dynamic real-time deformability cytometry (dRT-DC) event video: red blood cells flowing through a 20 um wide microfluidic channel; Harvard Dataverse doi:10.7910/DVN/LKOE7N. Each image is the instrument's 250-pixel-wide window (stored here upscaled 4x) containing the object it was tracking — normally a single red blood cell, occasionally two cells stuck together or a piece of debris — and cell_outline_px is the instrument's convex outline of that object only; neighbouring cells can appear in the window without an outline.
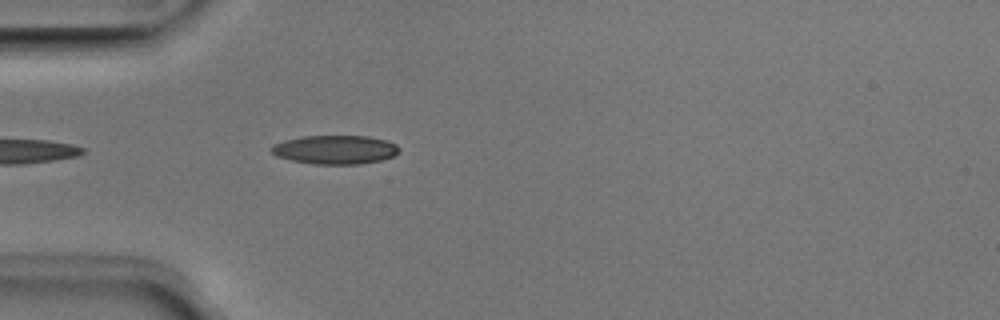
{"species": "Egyptian fruit bat (a non-hibernating species)", "species_latin": "Rousettus aegyptiacus", "temperature_condition": "room temperature", "stored_images_in_passage": 22, "camera_frame_rate_fps": 3000, "um_per_image_px": 0.085, "animal": {"sex": "male"}, "frame": {"image": 1, "passage_image": 3, "time_ms": 0.667, "image_size_px": [1000, 320], "cell_outline_px": [[400, 152], [392, 156], [380, 160], [360, 164], [316, 164], [292, 160], [276, 156], [268, 148], [272, 144], [284, 140], [300, 136], [368, 136], [388, 140], [396, 144], [400, 148]], "centroid_in_image_um": [28.47, 12.71], "position_along_channel_um": 56.5, "area_um2": 21.62}}
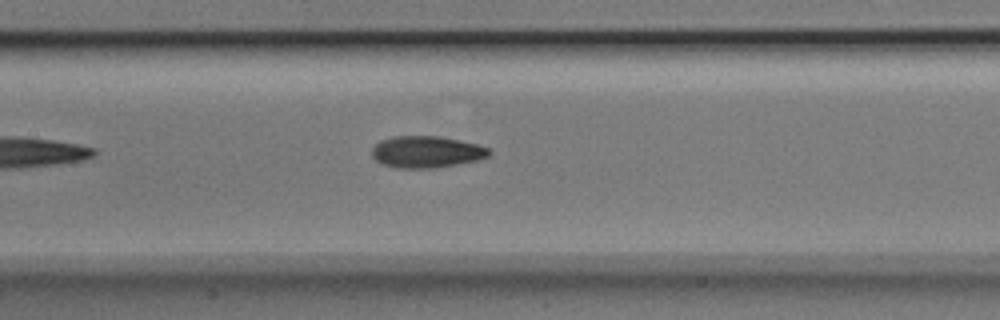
{"frame": {"image": 2, "passage_image": 12, "time_ms": 3.667, "image_size_px": [1000, 320], "cell_outline_px": [[492, 152], [488, 156], [476, 160], [456, 164], [432, 168], [400, 168], [380, 164], [372, 156], [372, 148], [380, 140], [392, 136], [436, 136], [476, 144], [488, 148]], "centroid_in_image_um": [36.2, 12.91], "position_along_channel_um": 171.2, "area_um2": 21.44}}
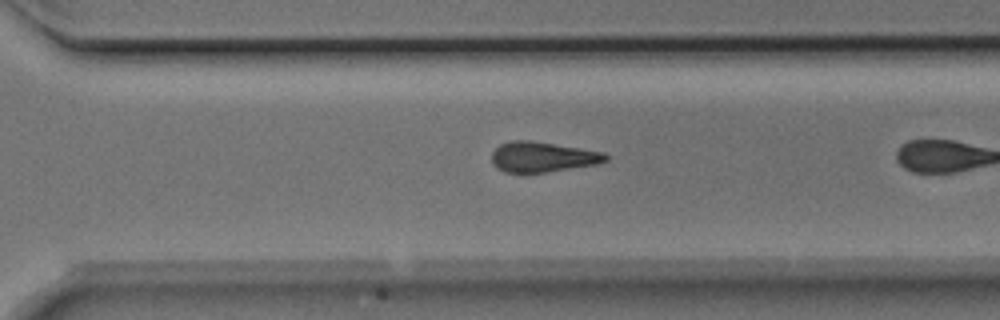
{"frame": {"image": 3, "passage_image": 21, "time_ms": 6.667, "image_size_px": [1000, 320], "cell_outline_px": [[608, 160], [600, 164], [544, 172], [504, 172], [496, 168], [492, 164], [492, 152], [500, 144], [512, 140], [532, 140], [604, 152], [608, 156]], "centroid_in_image_um": [46.12, 13.33], "position_along_channel_um": 324.5, "area_um2": 20.17}}